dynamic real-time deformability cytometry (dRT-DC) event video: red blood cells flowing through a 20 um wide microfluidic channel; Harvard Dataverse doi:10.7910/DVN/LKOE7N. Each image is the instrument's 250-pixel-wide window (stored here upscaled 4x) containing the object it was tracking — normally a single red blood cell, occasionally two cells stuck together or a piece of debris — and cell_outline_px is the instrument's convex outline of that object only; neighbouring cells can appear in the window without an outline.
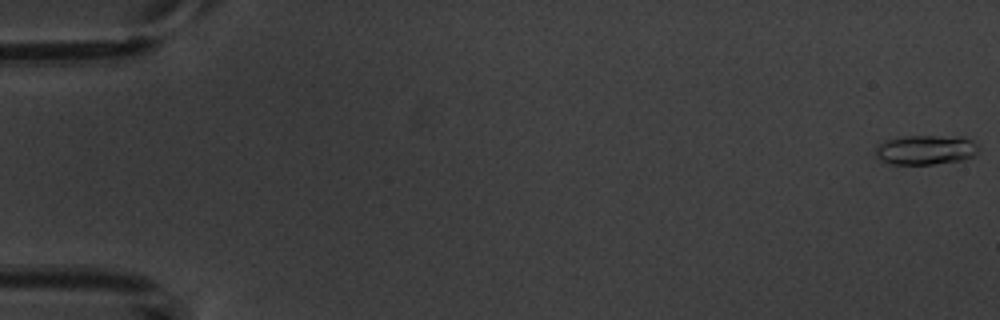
{"species": "common noctule bat (a hibernating species)", "species_latin": "Nyctalus noctula", "temperature_condition": "warm", "stored_images_in_passage": 7, "camera_frame_rate_fps": 3000, "um_per_image_px": 0.085, "animal": {"sex": "male", "body_mass_g": 20.1, "forearm_length_mm": 53.5}, "frame": {"image": 1, "passage_image": 1, "time_ms": 0.0, "image_size_px": [1000, 320], "cell_outline_px": [[980, 148], [976, 156], [964, 160], [932, 164], [892, 164], [880, 160], [876, 156], [876, 148], [880, 144], [888, 140], [904, 136], [964, 136], [972, 140]], "centroid_in_image_um": [78.76, 12.74], "position_along_channel_um": 6.2, "area_um2": 17.92}}